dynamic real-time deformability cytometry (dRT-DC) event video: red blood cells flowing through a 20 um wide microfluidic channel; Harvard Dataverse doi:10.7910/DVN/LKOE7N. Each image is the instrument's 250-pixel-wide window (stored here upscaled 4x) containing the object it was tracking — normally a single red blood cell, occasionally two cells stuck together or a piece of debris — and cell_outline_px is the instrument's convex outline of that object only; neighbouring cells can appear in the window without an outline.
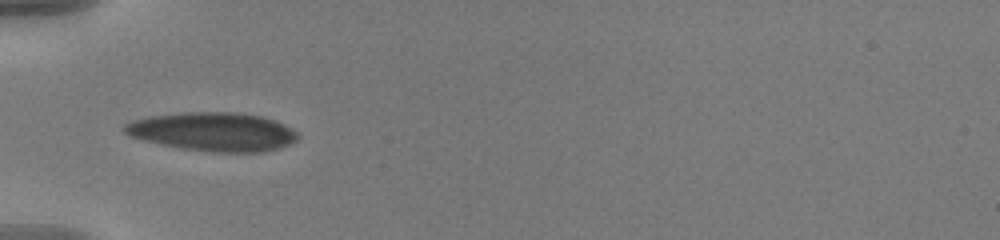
{"species": "human", "species_latin": "Homo sapiens", "temperature_condition": "warm", "stored_images_in_passage": 37, "camera_frame_rate_fps": 3000, "um_per_image_px": 0.085, "donor": {"sex": "male"}, "frame": {"image": 1, "passage_image": 1, "time_ms": 0.0, "image_size_px": [1000, 240], "cell_outline_px": [[300, 136], [292, 144], [280, 148], [264, 152], [212, 152], [180, 148], [144, 140], [132, 136], [124, 132], [124, 124], [132, 120], [148, 116], [184, 112], [236, 112], [264, 116], [276, 120], [284, 124], [296, 132]], "centroid_in_image_um": [18.15, 11.19], "position_along_channel_um": 66.8, "area_um2": 39.3}}
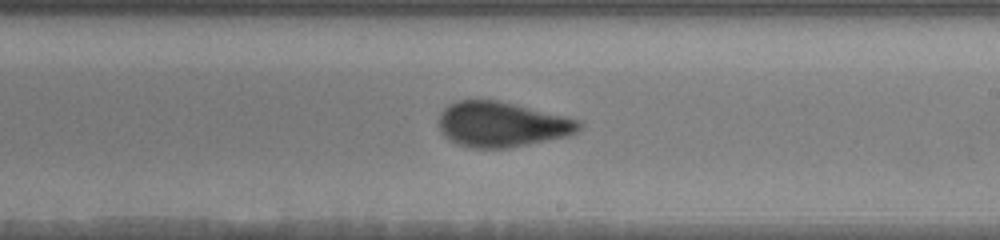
{"frame": {"image": 2, "passage_image": 16, "time_ms": 5.0, "image_size_px": [1000, 240], "cell_outline_px": [[584, 124], [576, 132], [568, 136], [508, 148], [472, 148], [460, 144], [444, 136], [440, 132], [440, 112], [448, 104], [456, 100], [500, 100], [580, 120]], "centroid_in_image_um": [42.66, 10.56], "position_along_channel_um": 246.3, "area_um2": 36.88}}
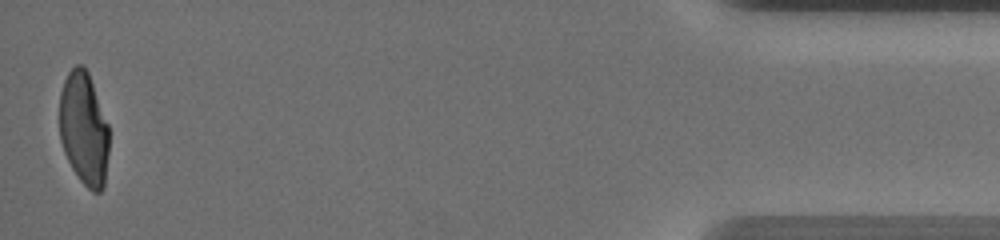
{"frame": {"image": 3, "passage_image": 37, "time_ms": 12.0, "image_size_px": [1000, 240], "cell_outline_px": [[108, 152], [104, 188], [100, 192], [92, 192], [80, 180], [72, 168], [64, 152], [60, 140], [60, 92], [64, 80], [68, 72], [76, 64], [84, 64], [88, 72], [108, 124]], "centroid_in_image_um": [7.13, 10.94], "position_along_channel_um": 428.1, "area_um2": 32.71}, "authors_computed_cell_mechanics": {"area_um2": 36.8186, "velocity_mm_per_s": 3.6533, "shape_relaxation_time_tau1_ms": 5.6202, "shape_relaxation_time_tau2_ms": 1.0983, "deformation_change_tau1": 0.2011, "deformation_change_tau2": 0.077}}